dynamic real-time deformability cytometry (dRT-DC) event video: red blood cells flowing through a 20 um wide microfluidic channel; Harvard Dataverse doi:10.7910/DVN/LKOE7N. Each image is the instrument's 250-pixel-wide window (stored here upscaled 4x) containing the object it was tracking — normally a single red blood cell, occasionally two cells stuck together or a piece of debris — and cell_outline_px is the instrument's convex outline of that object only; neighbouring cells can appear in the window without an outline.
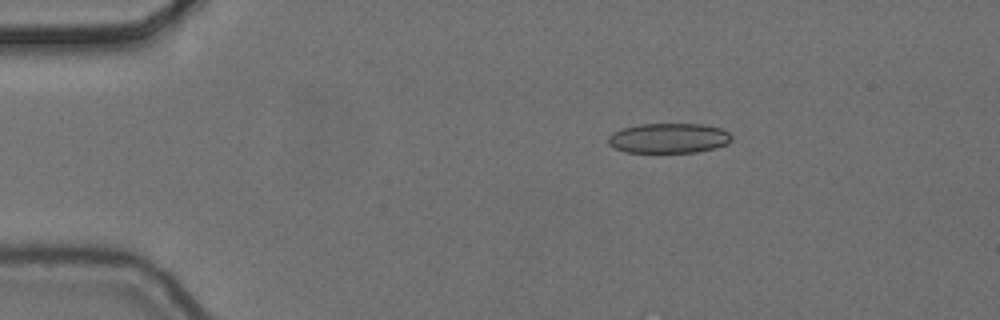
{"species": "common noctule bat (a hibernating species)", "species_latin": "Nyctalus noctula", "temperature_condition": "cold", "stored_images_in_passage": 3, "camera_frame_rate_fps": 3000, "um_per_image_px": 0.085, "animal": {"sex": "female", "body_mass_g": 24.6, "forearm_length_mm": 56.2}, "frame": {"image": 1, "passage_image": 3, "time_ms": 0.667, "image_size_px": [1000, 320], "cell_outline_px": [[732, 140], [728, 144], [696, 152], [624, 152], [608, 144], [608, 136], [612, 132], [624, 128], [640, 124], [704, 124], [720, 128], [728, 132], [732, 136]], "centroid_in_image_um": [56.84, 11.74], "position_along_channel_um": 28.2, "area_um2": 21.5}}